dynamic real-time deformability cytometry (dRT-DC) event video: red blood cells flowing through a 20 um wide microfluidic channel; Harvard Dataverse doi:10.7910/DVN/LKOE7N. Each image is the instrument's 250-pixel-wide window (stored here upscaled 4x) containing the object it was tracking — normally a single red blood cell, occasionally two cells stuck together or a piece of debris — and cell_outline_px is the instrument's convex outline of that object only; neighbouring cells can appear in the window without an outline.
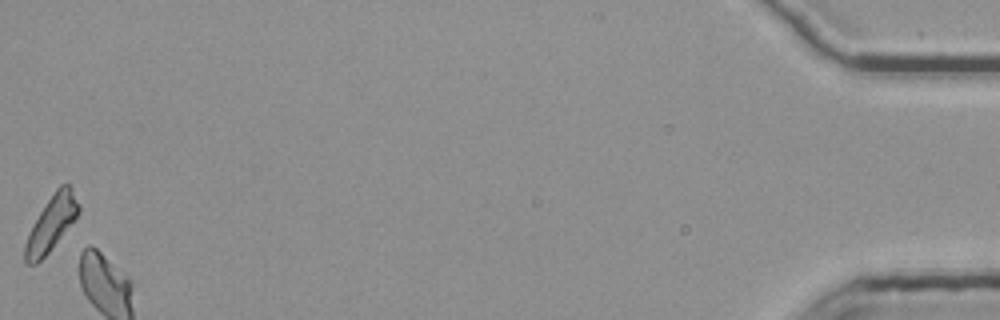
{"species": "common noctule bat (a hibernating species)", "species_latin": "Nyctalus noctula", "temperature_condition": "room temperature", "stored_images_in_passage": 53, "camera_frame_rate_fps": 3000, "um_per_image_px": 0.085, "animal": {"sex": "female", "body_mass_g": 25.1}, "frame": {"image": 1, "passage_image": 53, "time_ms": 17.333, "image_size_px": [1000, 320], "cell_outline_px": [[80, 212], [48, 252], [36, 264], [28, 264], [24, 260], [24, 244], [32, 224], [56, 188], [60, 184], [68, 184], [72, 188], [80, 204]], "centroid_in_image_um": [4.35, 18.98], "position_along_channel_um": 430.8, "area_um2": 16.88}, "authors_computed_cell_mechanics": {"area_um2": 20.808, "velocity_mm_per_s": 3.7434, "shape_relaxation_time_tau1_ms": null, "shape_relaxation_time_tau2_ms": 1.6441, "deformation_change_tau1": null, "deformation_change_tau2": 0.0755}}